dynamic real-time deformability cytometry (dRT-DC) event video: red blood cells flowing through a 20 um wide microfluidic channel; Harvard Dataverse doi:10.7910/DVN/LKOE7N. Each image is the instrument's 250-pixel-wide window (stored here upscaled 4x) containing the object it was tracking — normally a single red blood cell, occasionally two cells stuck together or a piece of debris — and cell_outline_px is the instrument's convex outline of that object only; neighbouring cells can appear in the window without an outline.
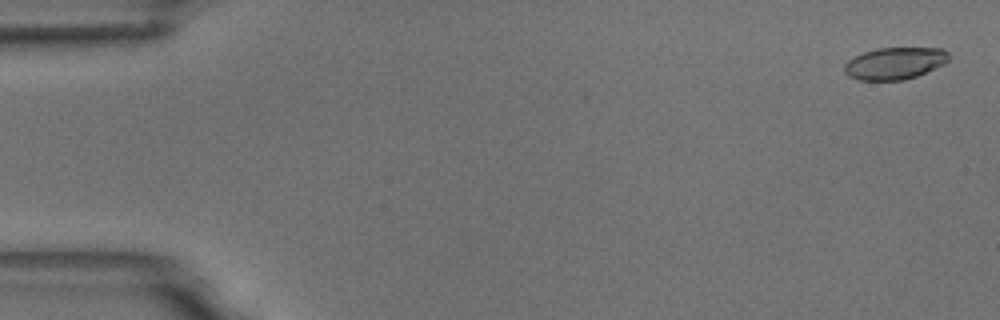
{"species": "common noctule bat (a hibernating species)", "species_latin": "Nyctalus noctula", "temperature_condition": "room temperature", "stored_images_in_passage": 55, "camera_frame_rate_fps": 3000, "um_per_image_px": 0.085, "animal": {"sex": "male", "body_mass_g": 18.8}, "frame": {"image": 1, "passage_image": 2, "time_ms": 0.333, "image_size_px": [1000, 320], "cell_outline_px": [[948, 60], [944, 64], [916, 76], [904, 80], [860, 80], [848, 76], [844, 72], [844, 64], [848, 60], [864, 52], [876, 48], [944, 48], [948, 52]], "centroid_in_image_um": [76.04, 5.38], "position_along_channel_um": 9.0, "area_um2": 19.42}}
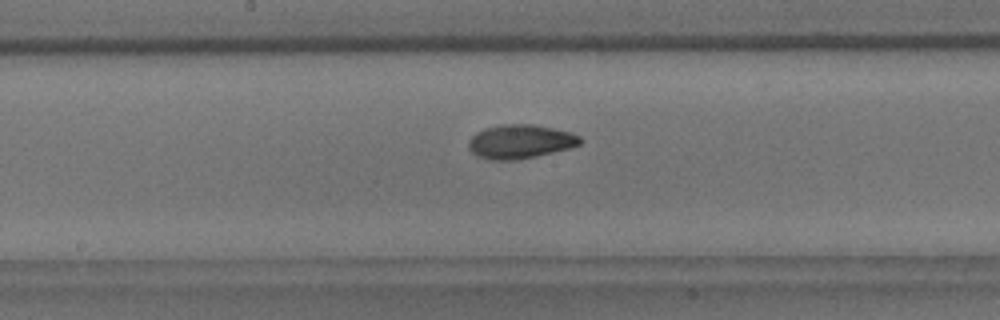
{"frame": {"image": 2, "passage_image": 29, "time_ms": 9.333, "image_size_px": [1000, 320], "cell_outline_px": [[580, 144], [572, 148], [536, 156], [516, 160], [492, 160], [476, 156], [468, 148], [468, 140], [476, 132], [484, 128], [500, 124], [532, 124], [572, 132], [580, 136]], "centroid_in_image_um": [44.2, 12.03], "position_along_channel_um": 204.0, "area_um2": 22.25}}
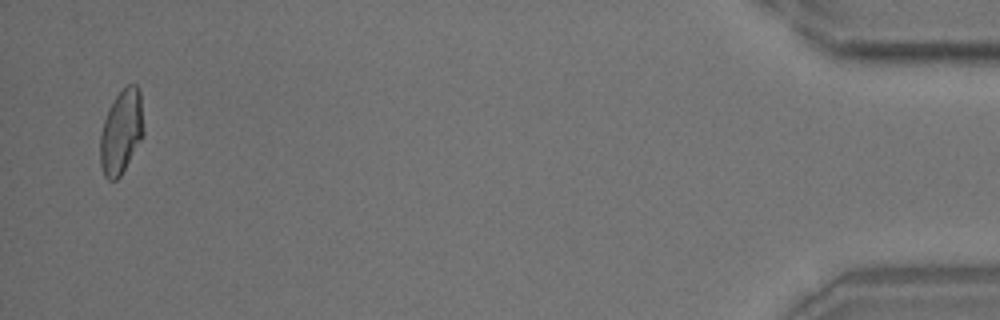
{"frame": {"image": 3, "passage_image": 54, "time_ms": 17.667, "image_size_px": [1000, 320], "cell_outline_px": [[144, 136], [120, 176], [116, 180], [108, 180], [104, 176], [100, 164], [100, 136], [104, 120], [116, 96], [128, 84], [136, 84], [140, 92], [144, 128]], "centroid_in_image_um": [10.32, 11.23], "position_along_channel_um": 424.9, "area_um2": 21.21}, "authors_computed_cell_mechanics": {"area_um2": 20.808, "velocity_mm_per_s": 3.6712, "shape_relaxation_time_tau1_ms": 6.3952, "shape_relaxation_time_tau2_ms": 2.853, "deformation_change_tau1": 0.1787, "deformation_change_tau2": 0.0742}}